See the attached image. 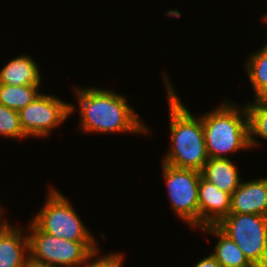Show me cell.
Returning a JSON list of instances; mask_svg holds the SVG:
<instances>
[{
    "mask_svg": "<svg viewBox=\"0 0 267 267\" xmlns=\"http://www.w3.org/2000/svg\"><path fill=\"white\" fill-rule=\"evenodd\" d=\"M216 226L237 244L250 263L267 267V216L229 214Z\"/></svg>",
    "mask_w": 267,
    "mask_h": 267,
    "instance_id": "obj_6",
    "label": "cell"
},
{
    "mask_svg": "<svg viewBox=\"0 0 267 267\" xmlns=\"http://www.w3.org/2000/svg\"><path fill=\"white\" fill-rule=\"evenodd\" d=\"M163 81L170 118V147L165 153L162 163L181 169H193L201 172L208 154L202 125V118L193 116L182 103L180 97L164 72Z\"/></svg>",
    "mask_w": 267,
    "mask_h": 267,
    "instance_id": "obj_2",
    "label": "cell"
},
{
    "mask_svg": "<svg viewBox=\"0 0 267 267\" xmlns=\"http://www.w3.org/2000/svg\"><path fill=\"white\" fill-rule=\"evenodd\" d=\"M231 195L220 190L215 184L202 176L199 182V228L207 225H217L230 214Z\"/></svg>",
    "mask_w": 267,
    "mask_h": 267,
    "instance_id": "obj_9",
    "label": "cell"
},
{
    "mask_svg": "<svg viewBox=\"0 0 267 267\" xmlns=\"http://www.w3.org/2000/svg\"><path fill=\"white\" fill-rule=\"evenodd\" d=\"M229 101L200 114L209 158H229L228 154L250 149L246 106Z\"/></svg>",
    "mask_w": 267,
    "mask_h": 267,
    "instance_id": "obj_3",
    "label": "cell"
},
{
    "mask_svg": "<svg viewBox=\"0 0 267 267\" xmlns=\"http://www.w3.org/2000/svg\"><path fill=\"white\" fill-rule=\"evenodd\" d=\"M230 158H208L202 177L220 190L232 195L242 182L240 172Z\"/></svg>",
    "mask_w": 267,
    "mask_h": 267,
    "instance_id": "obj_13",
    "label": "cell"
},
{
    "mask_svg": "<svg viewBox=\"0 0 267 267\" xmlns=\"http://www.w3.org/2000/svg\"><path fill=\"white\" fill-rule=\"evenodd\" d=\"M230 214L267 216V177L242 181L231 195Z\"/></svg>",
    "mask_w": 267,
    "mask_h": 267,
    "instance_id": "obj_10",
    "label": "cell"
},
{
    "mask_svg": "<svg viewBox=\"0 0 267 267\" xmlns=\"http://www.w3.org/2000/svg\"><path fill=\"white\" fill-rule=\"evenodd\" d=\"M193 267H222L221 264L215 259L212 254L204 256L201 260L197 261Z\"/></svg>",
    "mask_w": 267,
    "mask_h": 267,
    "instance_id": "obj_21",
    "label": "cell"
},
{
    "mask_svg": "<svg viewBox=\"0 0 267 267\" xmlns=\"http://www.w3.org/2000/svg\"><path fill=\"white\" fill-rule=\"evenodd\" d=\"M249 118V144L253 149L259 146L257 138L267 141V107L246 106Z\"/></svg>",
    "mask_w": 267,
    "mask_h": 267,
    "instance_id": "obj_17",
    "label": "cell"
},
{
    "mask_svg": "<svg viewBox=\"0 0 267 267\" xmlns=\"http://www.w3.org/2000/svg\"><path fill=\"white\" fill-rule=\"evenodd\" d=\"M75 105L56 95L40 93L29 105L19 111L21 127L27 137L47 138L74 114Z\"/></svg>",
    "mask_w": 267,
    "mask_h": 267,
    "instance_id": "obj_8",
    "label": "cell"
},
{
    "mask_svg": "<svg viewBox=\"0 0 267 267\" xmlns=\"http://www.w3.org/2000/svg\"><path fill=\"white\" fill-rule=\"evenodd\" d=\"M45 200L31 219L43 232L71 241H97L59 189L49 186Z\"/></svg>",
    "mask_w": 267,
    "mask_h": 267,
    "instance_id": "obj_5",
    "label": "cell"
},
{
    "mask_svg": "<svg viewBox=\"0 0 267 267\" xmlns=\"http://www.w3.org/2000/svg\"><path fill=\"white\" fill-rule=\"evenodd\" d=\"M73 89L80 109V132L132 135L150 132L140 115L128 104L127 97L96 86L79 88L74 85Z\"/></svg>",
    "mask_w": 267,
    "mask_h": 267,
    "instance_id": "obj_1",
    "label": "cell"
},
{
    "mask_svg": "<svg viewBox=\"0 0 267 267\" xmlns=\"http://www.w3.org/2000/svg\"><path fill=\"white\" fill-rule=\"evenodd\" d=\"M10 223L0 232V267H24L29 258L28 234Z\"/></svg>",
    "mask_w": 267,
    "mask_h": 267,
    "instance_id": "obj_11",
    "label": "cell"
},
{
    "mask_svg": "<svg viewBox=\"0 0 267 267\" xmlns=\"http://www.w3.org/2000/svg\"><path fill=\"white\" fill-rule=\"evenodd\" d=\"M264 19V20H263ZM262 20L267 23V13L263 16Z\"/></svg>",
    "mask_w": 267,
    "mask_h": 267,
    "instance_id": "obj_25",
    "label": "cell"
},
{
    "mask_svg": "<svg viewBox=\"0 0 267 267\" xmlns=\"http://www.w3.org/2000/svg\"><path fill=\"white\" fill-rule=\"evenodd\" d=\"M39 64L27 54L10 60L0 69V84L12 86L41 85Z\"/></svg>",
    "mask_w": 267,
    "mask_h": 267,
    "instance_id": "obj_12",
    "label": "cell"
},
{
    "mask_svg": "<svg viewBox=\"0 0 267 267\" xmlns=\"http://www.w3.org/2000/svg\"><path fill=\"white\" fill-rule=\"evenodd\" d=\"M162 176L172 210L190 227L199 229L198 191L201 172L181 169L161 162Z\"/></svg>",
    "mask_w": 267,
    "mask_h": 267,
    "instance_id": "obj_7",
    "label": "cell"
},
{
    "mask_svg": "<svg viewBox=\"0 0 267 267\" xmlns=\"http://www.w3.org/2000/svg\"><path fill=\"white\" fill-rule=\"evenodd\" d=\"M245 106L267 107V84H264L255 94L252 103H246Z\"/></svg>",
    "mask_w": 267,
    "mask_h": 267,
    "instance_id": "obj_20",
    "label": "cell"
},
{
    "mask_svg": "<svg viewBox=\"0 0 267 267\" xmlns=\"http://www.w3.org/2000/svg\"><path fill=\"white\" fill-rule=\"evenodd\" d=\"M5 212L6 211H4L3 207L0 205V232L9 224V221L4 219Z\"/></svg>",
    "mask_w": 267,
    "mask_h": 267,
    "instance_id": "obj_23",
    "label": "cell"
},
{
    "mask_svg": "<svg viewBox=\"0 0 267 267\" xmlns=\"http://www.w3.org/2000/svg\"><path fill=\"white\" fill-rule=\"evenodd\" d=\"M245 62V70L255 94L264 84H267V43L260 50L250 54Z\"/></svg>",
    "mask_w": 267,
    "mask_h": 267,
    "instance_id": "obj_16",
    "label": "cell"
},
{
    "mask_svg": "<svg viewBox=\"0 0 267 267\" xmlns=\"http://www.w3.org/2000/svg\"><path fill=\"white\" fill-rule=\"evenodd\" d=\"M26 227L29 257L53 267H78L93 252L97 241H71L43 232L33 221Z\"/></svg>",
    "mask_w": 267,
    "mask_h": 267,
    "instance_id": "obj_4",
    "label": "cell"
},
{
    "mask_svg": "<svg viewBox=\"0 0 267 267\" xmlns=\"http://www.w3.org/2000/svg\"><path fill=\"white\" fill-rule=\"evenodd\" d=\"M243 267H261V266H259L257 264H254V263H250V264H247V265H245Z\"/></svg>",
    "mask_w": 267,
    "mask_h": 267,
    "instance_id": "obj_24",
    "label": "cell"
},
{
    "mask_svg": "<svg viewBox=\"0 0 267 267\" xmlns=\"http://www.w3.org/2000/svg\"><path fill=\"white\" fill-rule=\"evenodd\" d=\"M41 85L12 86L0 84V104L20 111L29 105L39 94Z\"/></svg>",
    "mask_w": 267,
    "mask_h": 267,
    "instance_id": "obj_15",
    "label": "cell"
},
{
    "mask_svg": "<svg viewBox=\"0 0 267 267\" xmlns=\"http://www.w3.org/2000/svg\"><path fill=\"white\" fill-rule=\"evenodd\" d=\"M0 137L10 139H27L21 123L19 111L0 104Z\"/></svg>",
    "mask_w": 267,
    "mask_h": 267,
    "instance_id": "obj_18",
    "label": "cell"
},
{
    "mask_svg": "<svg viewBox=\"0 0 267 267\" xmlns=\"http://www.w3.org/2000/svg\"><path fill=\"white\" fill-rule=\"evenodd\" d=\"M100 250L93 252L85 261L78 267H123L124 254L119 252H112L98 256ZM95 258V259H94Z\"/></svg>",
    "mask_w": 267,
    "mask_h": 267,
    "instance_id": "obj_19",
    "label": "cell"
},
{
    "mask_svg": "<svg viewBox=\"0 0 267 267\" xmlns=\"http://www.w3.org/2000/svg\"><path fill=\"white\" fill-rule=\"evenodd\" d=\"M24 267H53L44 263L32 260L30 257L26 260Z\"/></svg>",
    "mask_w": 267,
    "mask_h": 267,
    "instance_id": "obj_22",
    "label": "cell"
},
{
    "mask_svg": "<svg viewBox=\"0 0 267 267\" xmlns=\"http://www.w3.org/2000/svg\"><path fill=\"white\" fill-rule=\"evenodd\" d=\"M218 238L217 244L211 253L222 267H243L250 264L237 244L225 235L216 225H207L199 228V231Z\"/></svg>",
    "mask_w": 267,
    "mask_h": 267,
    "instance_id": "obj_14",
    "label": "cell"
}]
</instances>
